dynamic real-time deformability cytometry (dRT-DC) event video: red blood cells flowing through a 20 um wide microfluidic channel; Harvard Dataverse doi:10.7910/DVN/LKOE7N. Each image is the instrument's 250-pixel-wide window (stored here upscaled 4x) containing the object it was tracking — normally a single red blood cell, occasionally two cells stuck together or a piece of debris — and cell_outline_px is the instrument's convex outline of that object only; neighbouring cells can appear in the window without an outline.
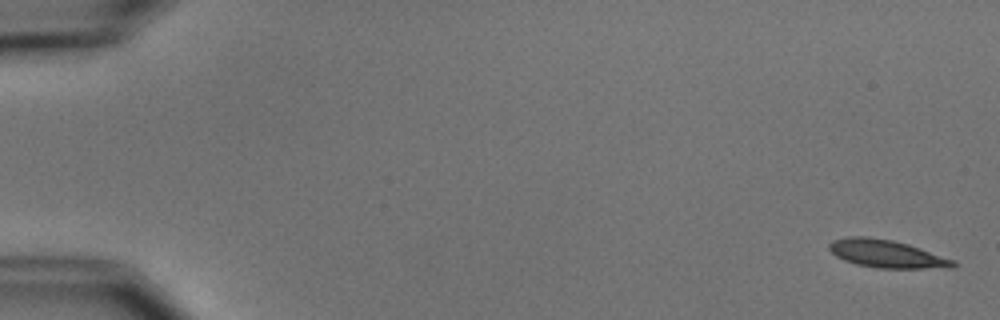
{"species": "common noctule bat (a hibernating species)", "species_latin": "Nyctalus noctula", "temperature_condition": "cold", "stored_images_in_passage": 5, "camera_frame_rate_fps": 3000, "um_per_image_px": 0.085, "animal": {"sex": "male", "body_mass_g": 15.6}, "frame": {"image": 1, "passage_image": 1, "time_ms": 0.0, "image_size_px": [1000, 320], "cell_outline_px": [[956, 268], [876, 268], [856, 264], [844, 260], [836, 256], [828, 248], [828, 244], [832, 240], [848, 236], [868, 236], [892, 240], [908, 244], [956, 260]], "centroid_in_image_um": [75.37, 21.57], "position_along_channel_um": 9.6, "area_um2": 20.29}}
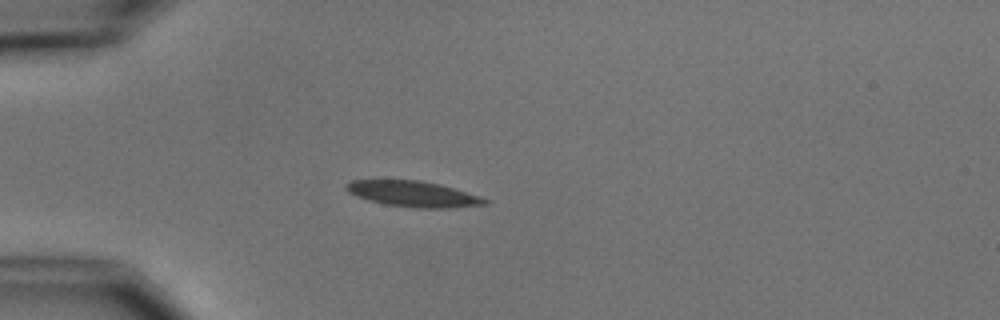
{"frame": {"image": 2, "passage_image": 5, "time_ms": 4.667, "image_size_px": [1000, 320], "cell_outline_px": [[492, 200], [488, 204], [448, 208], [412, 208], [384, 204], [368, 200], [356, 196], [348, 192], [344, 188], [344, 184], [352, 180], [420, 180], [440, 184], [480, 196]], "centroid_in_image_um": [35.12, 16.49], "position_along_channel_um": 49.9, "area_um2": 21.04}}